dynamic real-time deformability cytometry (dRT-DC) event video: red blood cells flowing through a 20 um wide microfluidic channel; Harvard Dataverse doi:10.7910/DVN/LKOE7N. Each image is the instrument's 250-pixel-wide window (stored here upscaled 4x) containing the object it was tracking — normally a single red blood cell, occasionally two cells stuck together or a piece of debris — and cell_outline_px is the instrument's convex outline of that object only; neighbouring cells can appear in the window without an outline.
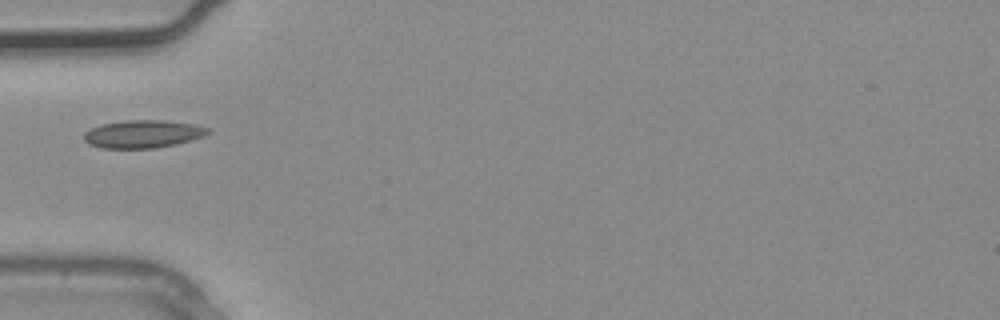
{"species": "common noctule bat (a hibernating species)", "species_latin": "Nyctalus noctula", "temperature_condition": "warm", "stored_images_in_passage": 1, "camera_frame_rate_fps": 3000, "um_per_image_px": 0.085, "animal": {"sex": "male", "body_mass_g": 20.4}, "frame": {"image": 1, "passage_image": 1, "time_ms": 0.0, "image_size_px": [1000, 320], "cell_outline_px": [[208, 132], [204, 136], [192, 140], [176, 144], [156, 148], [100, 148], [88, 144], [84, 140], [84, 132], [88, 128], [100, 124], [124, 120], [164, 120], [196, 124], [208, 128]], "centroid_in_image_um": [12.1, 11.38], "position_along_channel_um": 72.9, "area_um2": 20.35}}